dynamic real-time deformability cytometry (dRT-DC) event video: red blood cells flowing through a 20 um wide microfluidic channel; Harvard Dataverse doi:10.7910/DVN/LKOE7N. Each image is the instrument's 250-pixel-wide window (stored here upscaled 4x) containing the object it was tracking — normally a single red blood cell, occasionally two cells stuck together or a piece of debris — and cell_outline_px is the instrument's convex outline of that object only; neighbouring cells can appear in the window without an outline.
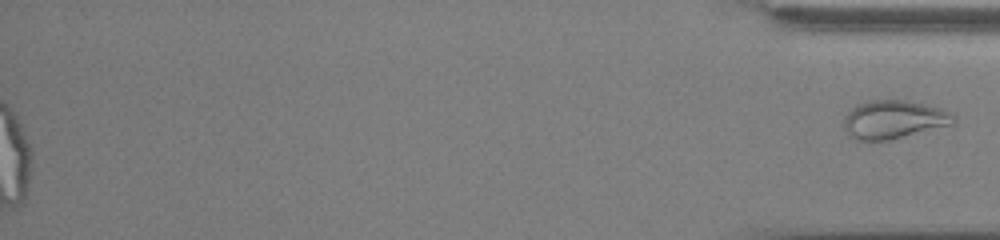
{"species": "common noctule bat (a hibernating species)", "species_latin": "Nyctalus noctula", "temperature_condition": "cold", "stored_images_in_passage": 55, "segment_of_instrument_passage": [2, 2], "camera_frame_rate_fps": 3000, "um_per_image_px": 0.085, "animal": {"sex": "male", "body_mass_g": 13.0, "forearm_length_mm": 53.1}, "frame": {"image": 1, "passage_image": 55, "time_ms": 18.0, "image_size_px": [1000, 240], "cell_outline_px": [[956, 124], [952, 128], [888, 140], [856, 140], [844, 128], [844, 116], [856, 104], [868, 100], [904, 100], [924, 104], [940, 108], [948, 112], [956, 120]], "centroid_in_image_um": [76.06, 10.18], "position_along_channel_um": 359.1, "area_um2": 25.14}}